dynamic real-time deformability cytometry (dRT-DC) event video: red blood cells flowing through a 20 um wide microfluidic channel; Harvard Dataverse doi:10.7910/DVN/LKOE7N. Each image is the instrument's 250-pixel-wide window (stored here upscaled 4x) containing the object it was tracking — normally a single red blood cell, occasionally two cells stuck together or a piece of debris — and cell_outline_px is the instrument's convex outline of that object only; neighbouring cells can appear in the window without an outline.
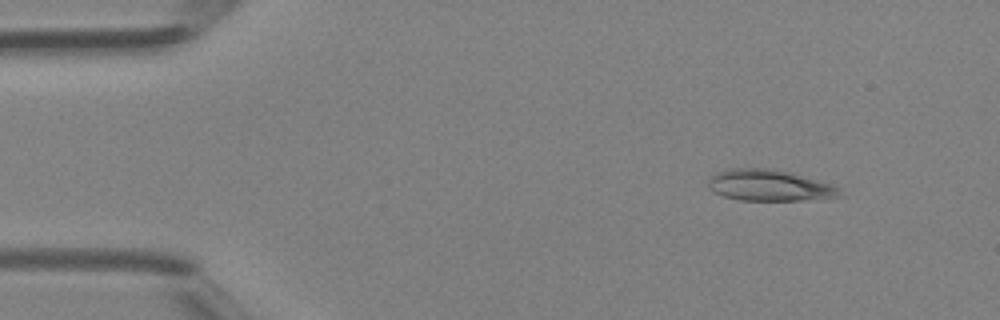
{"species": "Egyptian fruit bat (a non-hibernating species)", "species_latin": "Rousettus aegyptiacus", "temperature_condition": "room temperature", "stored_images_in_passage": 43, "camera_frame_rate_fps": 3000, "um_per_image_px": 0.085, "animal": {"sex": "female"}, "frame": {"image": 1, "passage_image": 5, "time_ms": 1.333, "image_size_px": [1000, 320], "cell_outline_px": [[840, 196], [800, 200], [740, 200], [724, 196], [712, 192], [708, 188], [708, 180], [716, 172], [732, 168], [764, 168], [788, 172], [832, 184], [840, 188]], "centroid_in_image_um": [65.34, 15.76], "position_along_channel_um": 19.7, "area_um2": 23.64}}
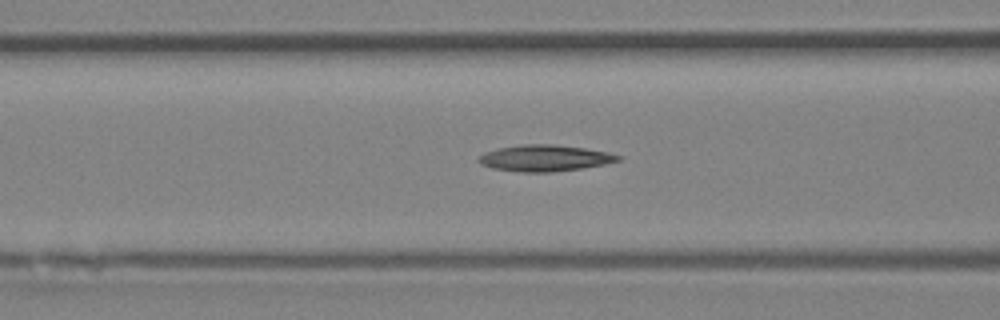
{"frame": {"image": 2, "passage_image": 17, "time_ms": 5.333, "image_size_px": [1000, 320], "cell_outline_px": [[624, 156], [620, 160], [604, 164], [580, 168], [552, 172], [520, 172], [492, 168], [480, 164], [476, 160], [480, 156], [488, 152], [500, 148], [524, 144], [552, 144], [584, 148], [608, 152]], "centroid_in_image_um": [46.32, 13.44], "position_along_channel_um": 120.3, "area_um2": 21.21}}
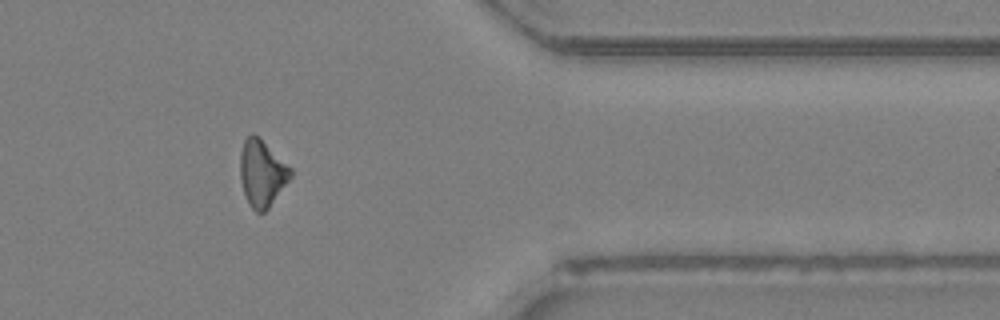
{"frame": {"image": 3, "passage_image": 35, "time_ms": 11.333, "image_size_px": [1000, 320], "cell_outline_px": [[292, 176], [268, 208], [264, 212], [256, 212], [248, 204], [244, 196], [240, 180], [240, 152], [244, 140], [252, 132], [292, 168]], "centroid_in_image_um": [22.24, 14.75], "position_along_channel_um": 389.2, "area_um2": 19.42}}